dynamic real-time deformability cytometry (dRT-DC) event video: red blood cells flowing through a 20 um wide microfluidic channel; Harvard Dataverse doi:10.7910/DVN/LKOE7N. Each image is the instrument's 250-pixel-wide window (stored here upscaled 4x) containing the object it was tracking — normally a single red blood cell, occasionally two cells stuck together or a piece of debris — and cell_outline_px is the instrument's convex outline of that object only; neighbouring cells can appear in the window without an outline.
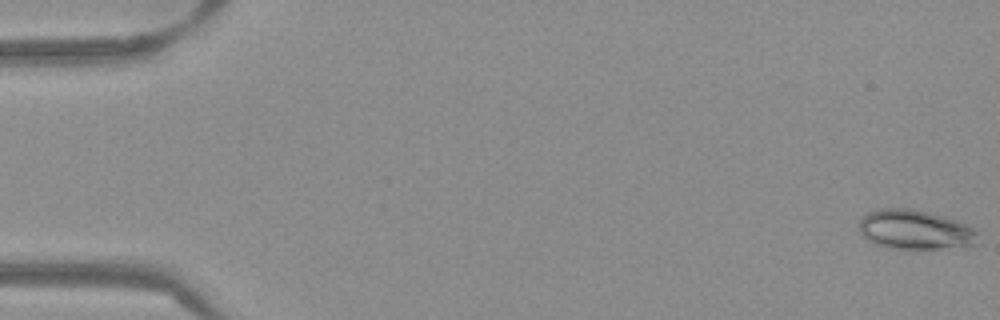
{"species": "Egyptian fruit bat (a non-hibernating species)", "species_latin": "Rousettus aegyptiacus", "temperature_condition": "warm", "stored_images_in_passage": 53, "camera_frame_rate_fps": 3000, "um_per_image_px": 0.085, "frame": {"image": 1, "passage_image": 1, "time_ms": 0.0, "image_size_px": [1000, 320], "cell_outline_px": [[980, 232], [976, 244], [940, 248], [888, 248], [876, 244], [868, 240], [860, 232], [860, 220], [868, 212], [880, 208], [912, 208], [944, 216], [968, 224], [976, 228]], "centroid_in_image_um": [77.82, 19.5], "position_along_channel_um": 7.2, "area_um2": 27.34}}
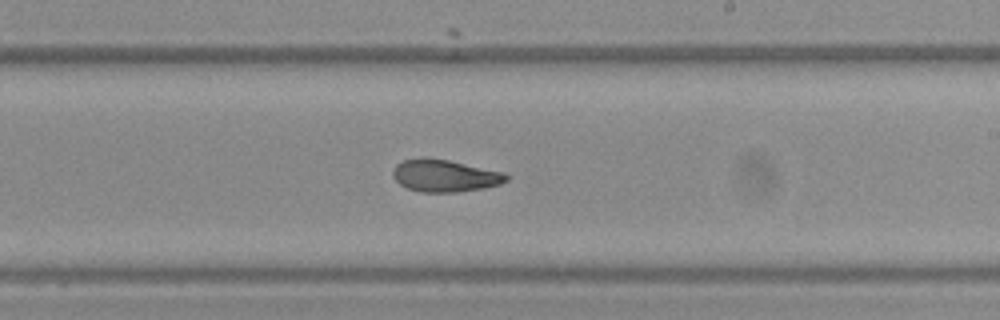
{"frame": {"image": 2, "passage_image": 32, "time_ms": 10.333, "image_size_px": [1000, 320], "cell_outline_px": [[508, 180], [500, 184], [484, 188], [456, 192], [420, 192], [408, 188], [400, 184], [392, 176], [392, 168], [396, 164], [404, 160], [420, 156], [448, 160], [504, 172], [508, 176]], "centroid_in_image_um": [37.77, 14.92], "position_along_channel_um": 251.2, "area_um2": 21.44}}
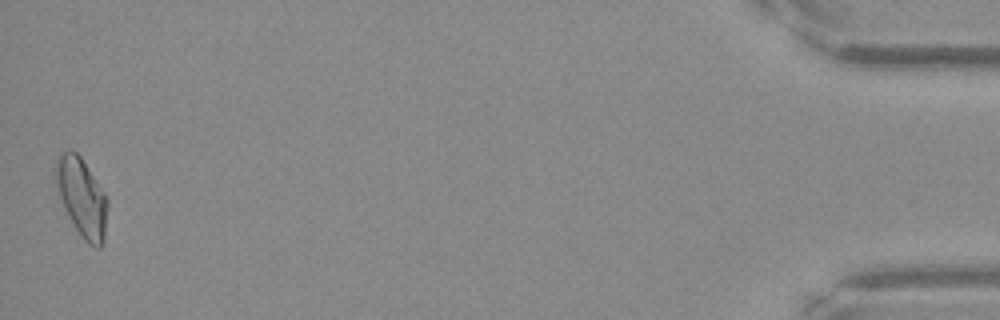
{"frame": {"image": 3, "passage_image": 53, "time_ms": 17.333, "image_size_px": [1000, 320], "cell_outline_px": [[108, 204], [104, 240], [100, 248], [96, 248], [88, 244], [80, 236], [60, 196], [52, 176], [52, 168], [56, 160], [64, 152], [76, 152], [80, 156], [108, 196]], "centroid_in_image_um": [6.96, 16.77], "position_along_channel_um": 428.2, "area_um2": 23.7}, "authors_computed_cell_mechanics": {"area_um2": 22.0796, "velocity_mm_per_s": 3.8464, "shape_relaxation_time_tau1_ms": null, "shape_relaxation_time_tau2_ms": 3.0067, "deformation_change_tau1": null, "deformation_change_tau2": 0.0838}}